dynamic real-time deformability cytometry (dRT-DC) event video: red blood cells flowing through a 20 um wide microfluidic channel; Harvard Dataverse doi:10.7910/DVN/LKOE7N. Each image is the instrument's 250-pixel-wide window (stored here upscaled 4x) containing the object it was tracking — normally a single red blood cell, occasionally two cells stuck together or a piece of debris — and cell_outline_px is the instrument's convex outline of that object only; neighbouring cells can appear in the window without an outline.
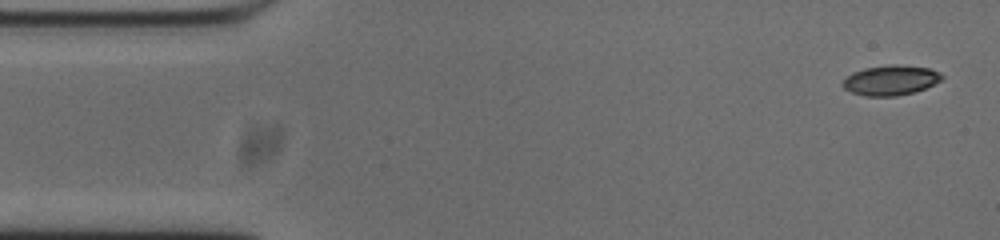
{"species": "common noctule bat (a hibernating species)", "species_latin": "Nyctalus noctula", "temperature_condition": "cold", "stored_images_in_passage": 52, "camera_frame_rate_fps": 3000, "um_per_image_px": 0.085, "animal": {"sex": "male", "body_mass_g": 20.0, "forearm_length_mm": 53.3}, "frame": {"image": 1, "passage_image": 1, "time_ms": 0.0, "image_size_px": [1000, 240], "cell_outline_px": [[944, 76], [940, 80], [924, 88], [912, 92], [896, 96], [864, 96], [852, 92], [844, 88], [840, 84], [852, 72], [864, 68], [892, 64], [896, 64], [928, 68], [940, 72]], "centroid_in_image_um": [75.67, 6.81], "position_along_channel_um": 9.3, "area_um2": 17.17}}
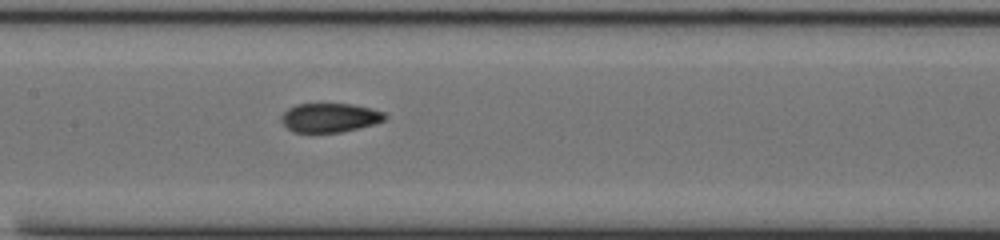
{"frame": {"image": 2, "passage_image": 23, "time_ms": 7.333, "image_size_px": [1000, 240], "cell_outline_px": [[388, 120], [376, 124], [360, 128], [340, 132], [292, 132], [280, 120], [280, 116], [288, 108], [296, 104], [352, 104], [372, 108], [384, 112], [388, 116]], "centroid_in_image_um": [28.08, 10.0], "position_along_channel_um": 179.3, "area_um2": 17.8}}
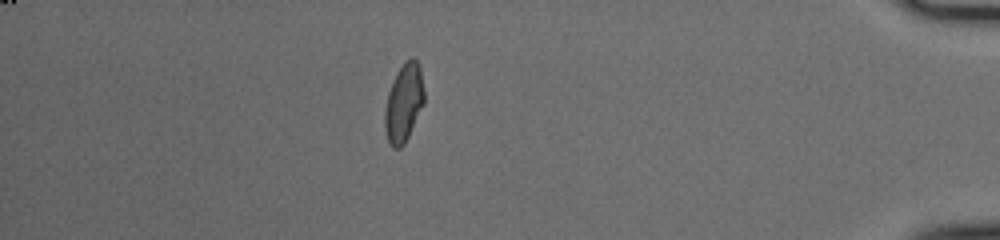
{"frame": {"image": 3, "passage_image": 45, "time_ms": 14.667, "image_size_px": [1000, 240], "cell_outline_px": [[424, 104], [404, 144], [400, 148], [392, 148], [388, 140], [384, 128], [384, 112], [388, 92], [396, 72], [404, 60], [412, 56], [416, 60], [420, 68], [424, 88]], "centroid_in_image_um": [34.32, 8.72], "position_along_channel_um": 400.9, "area_um2": 18.09}, "authors_computed_cell_mechanics": {"area_um2": 17.7446, "velocity_mm_per_s": 3.7561, "shape_relaxation_time_tau1_ms": 8.7467, "shape_relaxation_time_tau2_ms": 1.4729, "deformation_change_tau1": 0.2236, "deformation_change_tau2": 0.0625}}